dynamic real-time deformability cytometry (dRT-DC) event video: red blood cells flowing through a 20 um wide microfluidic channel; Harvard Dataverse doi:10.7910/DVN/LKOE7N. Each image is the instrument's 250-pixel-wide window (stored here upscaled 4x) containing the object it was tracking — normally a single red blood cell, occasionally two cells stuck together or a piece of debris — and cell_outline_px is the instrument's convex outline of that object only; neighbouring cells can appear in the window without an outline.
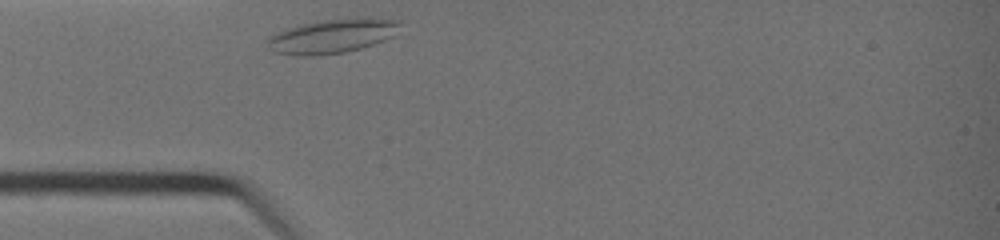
{"species": "common noctule bat (a hibernating species)", "species_latin": "Nyctalus noctula", "temperature_condition": "warm", "stored_images_in_passage": 23, "camera_frame_rate_fps": 3000, "um_per_image_px": 0.085, "animal": {"sex": "female", "body_mass_g": 19.0, "forearm_length_mm": 51.5}, "frame": {"image": 1, "passage_image": 1, "time_ms": 0.0, "image_size_px": [1000, 240], "cell_outline_px": [[400, 24], [396, 36], [360, 48], [344, 52], [312, 56], [296, 56], [272, 52], [268, 48], [264, 40], [268, 36], [276, 32], [300, 24], [316, 20], [356, 16], [368, 16], [400, 20]], "centroid_in_image_um": [28.22, 3.03], "position_along_channel_um": 56.8, "area_um2": 27.4}}
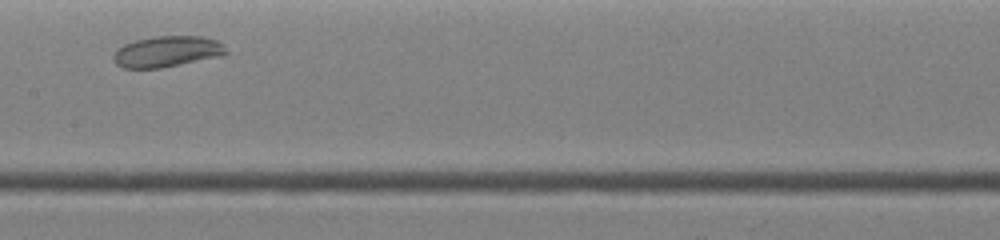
{"frame": {"image": 2, "passage_image": 10, "time_ms": 3.0, "image_size_px": [1000, 240], "cell_outline_px": [[228, 56], [160, 68], [124, 68], [116, 64], [112, 56], [116, 48], [124, 44], [136, 40], [152, 36], [204, 36], [216, 40], [228, 52]], "centroid_in_image_um": [14.22, 4.39], "position_along_channel_um": 193.2, "area_um2": 20.69}}
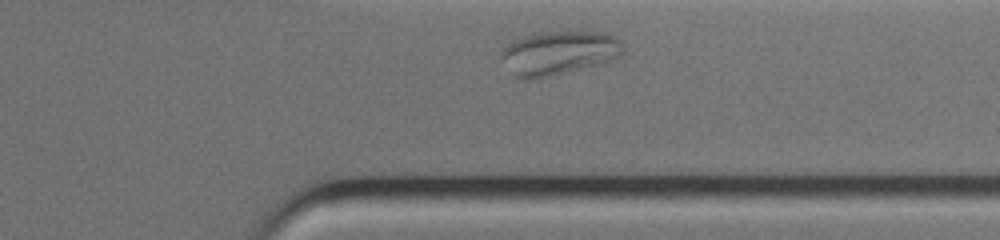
{"frame": {"image": 3, "passage_image": 21, "time_ms": 6.667, "image_size_px": [1000, 240], "cell_outline_px": [[624, 52], [620, 56], [612, 60], [584, 68], [552, 76], [528, 80], [524, 80], [512, 76], [500, 56], [500, 48], [512, 40], [536, 32], [608, 32], [616, 36], [620, 40], [624, 48]], "centroid_in_image_um": [47.46, 4.5], "position_along_channel_um": 363.9, "area_um2": 31.79}}